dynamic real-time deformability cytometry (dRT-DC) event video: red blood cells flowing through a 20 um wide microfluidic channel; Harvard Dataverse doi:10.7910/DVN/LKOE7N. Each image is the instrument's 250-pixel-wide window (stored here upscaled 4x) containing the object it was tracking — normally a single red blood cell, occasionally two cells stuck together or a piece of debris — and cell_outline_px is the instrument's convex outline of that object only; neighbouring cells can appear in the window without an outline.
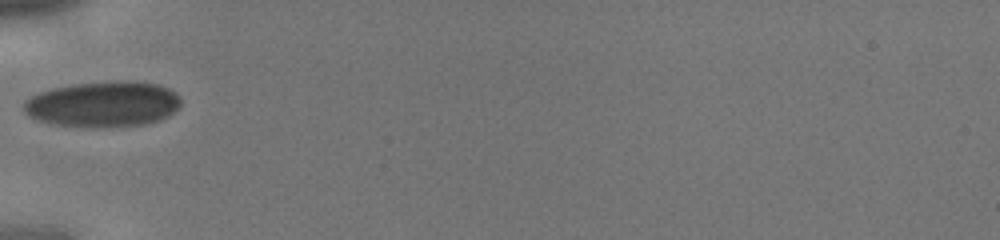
{"species": "human", "species_latin": "Homo sapiens", "temperature_condition": "cold", "stored_images_in_passage": 6, "camera_frame_rate_fps": 3000, "um_per_image_px": 0.085, "donor": {"sex": "male"}, "frame": {"image": 1, "passage_image": 1, "time_ms": 0.0, "image_size_px": [1000, 240], "cell_outline_px": [[180, 108], [168, 116], [160, 120], [144, 124], [108, 128], [88, 128], [52, 124], [36, 120], [28, 116], [24, 112], [24, 100], [40, 92], [52, 88], [72, 84], [116, 80], [128, 80], [160, 84], [176, 92], [180, 96]], "centroid_in_image_um": [8.78, 8.86], "position_along_channel_um": 76.2, "area_um2": 42.71}}
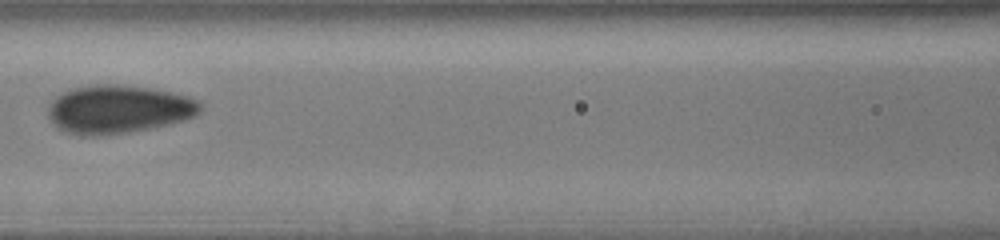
{"frame": {"image": 2, "passage_image": 4, "time_ms": 1.0, "image_size_px": [1000, 240], "cell_outline_px": [[204, 108], [196, 116], [184, 120], [152, 128], [128, 132], [92, 136], [80, 136], [64, 132], [56, 128], [52, 124], [48, 116], [48, 108], [52, 100], [60, 92], [72, 88], [96, 84], [116, 84], [152, 88], [172, 92], [188, 96], [200, 100], [204, 104]], "centroid_in_image_um": [10.07, 9.29], "position_along_channel_um": 156.5, "area_um2": 43.58}}
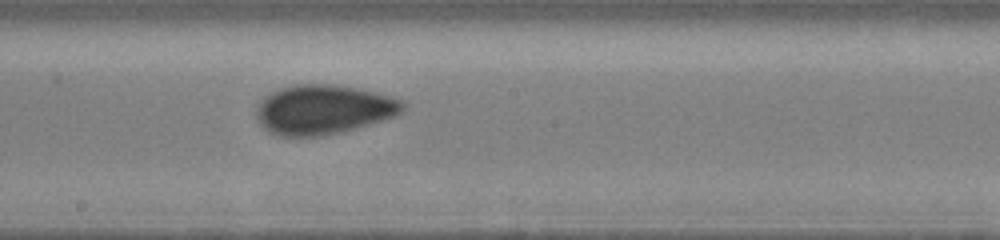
{"frame": {"image": 3, "passage_image": 6, "time_ms": 1.667, "image_size_px": [1000, 240], "cell_outline_px": [[404, 108], [396, 116], [340, 132], [320, 136], [280, 136], [268, 132], [256, 120], [256, 108], [264, 96], [280, 88], [296, 84], [336, 84], [356, 88], [392, 96], [404, 100]], "centroid_in_image_um": [27.46, 9.3], "position_along_channel_um": 220.7, "area_um2": 42.25}}